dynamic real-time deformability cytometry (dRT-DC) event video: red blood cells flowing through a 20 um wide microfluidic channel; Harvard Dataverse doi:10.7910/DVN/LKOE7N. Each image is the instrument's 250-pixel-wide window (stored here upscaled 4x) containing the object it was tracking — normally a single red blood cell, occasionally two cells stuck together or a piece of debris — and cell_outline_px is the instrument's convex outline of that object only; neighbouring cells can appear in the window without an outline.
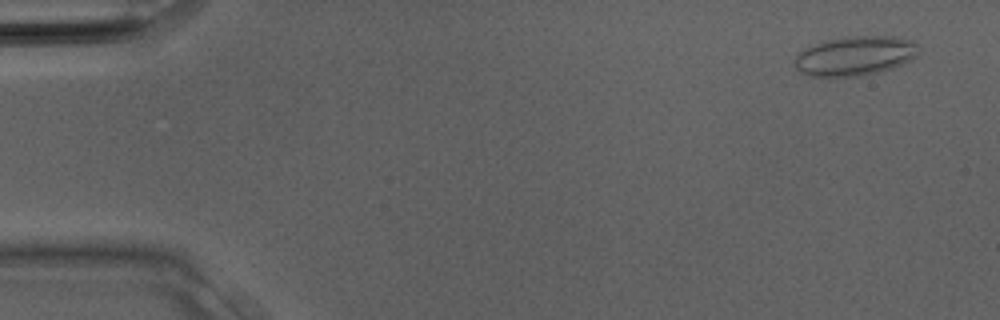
{"species": "Egyptian fruit bat (a non-hibernating species)", "species_latin": "Rousettus aegyptiacus", "temperature_condition": "room temperature", "stored_images_in_passage": 9, "camera_frame_rate_fps": 3000, "um_per_image_px": 0.085, "animal": {"sex": "male"}, "frame": {"image": 1, "passage_image": 2, "time_ms": 0.333, "image_size_px": [1000, 320], "cell_outline_px": [[916, 56], [892, 68], [860, 76], [828, 80], [812, 76], [800, 72], [796, 68], [796, 56], [804, 48], [828, 40], [844, 36], [892, 36], [912, 40], [916, 44]], "centroid_in_image_um": [72.61, 4.78], "position_along_channel_um": 12.4, "area_um2": 28.67}}